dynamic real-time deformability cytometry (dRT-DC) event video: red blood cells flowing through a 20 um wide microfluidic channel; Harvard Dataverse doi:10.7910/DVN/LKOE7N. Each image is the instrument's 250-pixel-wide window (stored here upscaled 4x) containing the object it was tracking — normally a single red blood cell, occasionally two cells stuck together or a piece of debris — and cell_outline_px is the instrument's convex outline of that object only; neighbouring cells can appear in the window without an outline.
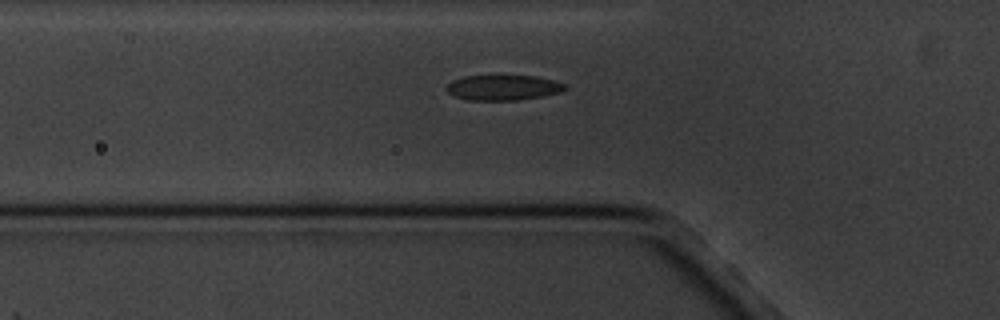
{"species": "common noctule bat (a hibernating species)", "species_latin": "Nyctalus noctula", "temperature_condition": "cold", "stored_images_in_passage": 5, "camera_frame_rate_fps": 3000, "um_per_image_px": 0.085, "animal": {"sex": "male", "body_mass_g": 20.1, "forearm_length_mm": 53.5}, "frame": {"image": 1, "passage_image": 5, "time_ms": 5.333, "image_size_px": [1000, 320], "cell_outline_px": [[568, 88], [560, 92], [544, 96], [516, 100], [468, 100], [456, 96], [448, 92], [444, 88], [452, 80], [464, 76], [536, 76], [568, 84]], "centroid_in_image_um": [42.79, 7.44], "position_along_channel_um": 83.0, "area_um2": 17.46}}